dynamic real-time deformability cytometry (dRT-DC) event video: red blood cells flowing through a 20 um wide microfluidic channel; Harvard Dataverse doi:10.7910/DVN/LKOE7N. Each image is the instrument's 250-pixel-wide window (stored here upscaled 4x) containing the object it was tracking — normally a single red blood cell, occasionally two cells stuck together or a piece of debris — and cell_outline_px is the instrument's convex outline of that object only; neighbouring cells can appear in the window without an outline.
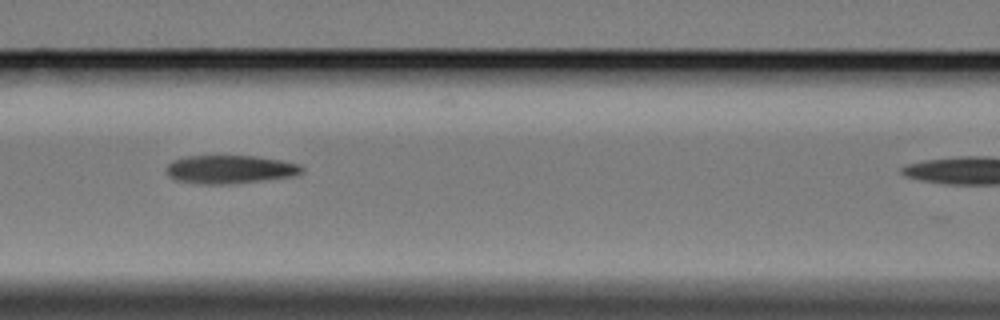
{"species": "Egyptian fruit bat (a non-hibernating species)", "species_latin": "Rousettus aegyptiacus", "temperature_condition": "cold", "stored_images_in_passage": 6, "segment_of_instrument_passage": [1, 2], "camera_frame_rate_fps": 3000, "um_per_image_px": 0.085, "animal": {"sex": "female"}, "frame": {"image": 1, "passage_image": 4, "time_ms": 4.667, "image_size_px": [1000, 320], "cell_outline_px": [[304, 172], [296, 176], [232, 184], [196, 184], [176, 180], [168, 176], [168, 164], [172, 160], [188, 156], [252, 156], [280, 160], [300, 164], [304, 168]], "centroid_in_image_um": [19.58, 14.41], "position_along_channel_um": 147.0, "area_um2": 22.48}}
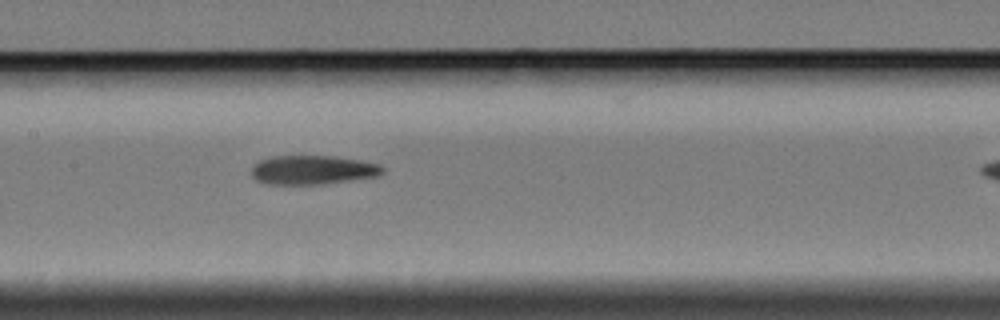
{"frame": {"image": 2, "passage_image": 5, "time_ms": 5.667, "image_size_px": [1000, 320], "cell_outline_px": [[384, 172], [380, 176], [324, 184], [268, 184], [256, 180], [252, 176], [252, 168], [260, 160], [272, 156], [332, 156], [360, 160], [380, 164], [384, 168]], "centroid_in_image_um": [26.62, 14.45], "position_along_channel_um": 180.8, "area_um2": 22.25}}